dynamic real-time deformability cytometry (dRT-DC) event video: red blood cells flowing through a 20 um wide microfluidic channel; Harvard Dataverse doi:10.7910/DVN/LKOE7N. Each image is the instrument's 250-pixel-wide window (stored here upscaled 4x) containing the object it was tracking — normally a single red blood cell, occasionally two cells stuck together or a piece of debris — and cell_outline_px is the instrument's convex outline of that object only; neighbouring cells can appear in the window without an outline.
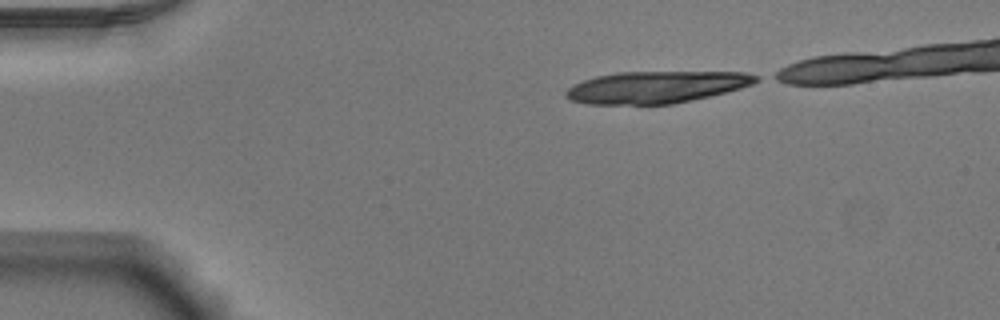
{"species": "Egyptian fruit bat (a non-hibernating species)", "species_latin": "Rousettus aegyptiacus", "temperature_condition": "warm", "stored_images_in_passage": 38, "segment_of_instrument_passage": [1, 2], "camera_frame_rate_fps": 3000, "um_per_image_px": 0.085, "animal": {"sex": "male"}, "frame": {"image": 1, "passage_image": 1, "time_ms": 0.0, "image_size_px": [1000, 320], "cell_outline_px": [[760, 80], [752, 84], [740, 88], [692, 100], [672, 104], [588, 104], [572, 100], [564, 96], [564, 92], [572, 84], [596, 76], [616, 72], [748, 72], [760, 76]], "centroid_in_image_um": [55.76, 7.4], "position_along_channel_um": 29.2, "area_um2": 35.37}}